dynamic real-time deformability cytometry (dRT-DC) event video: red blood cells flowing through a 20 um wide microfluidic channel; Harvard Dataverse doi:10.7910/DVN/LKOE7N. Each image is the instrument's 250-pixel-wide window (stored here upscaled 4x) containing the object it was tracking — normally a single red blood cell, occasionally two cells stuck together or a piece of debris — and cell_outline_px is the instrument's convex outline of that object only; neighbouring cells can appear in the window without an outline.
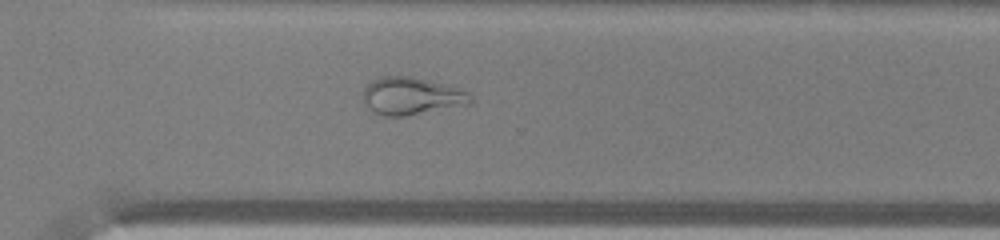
{"species": "common noctule bat (a hibernating species)", "species_latin": "Nyctalus noctula", "temperature_condition": "warm", "stored_images_in_passage": 35, "camera_frame_rate_fps": 3000, "um_per_image_px": 0.085, "animal": {"sex": "male", "body_mass_g": 13.0, "forearm_length_mm": 53.1}, "frame": {"image": 1, "passage_image": 20, "time_ms": 6.333, "image_size_px": [1000, 240], "cell_outline_px": [[472, 104], [404, 116], [384, 116], [368, 108], [364, 104], [364, 88], [372, 80], [380, 76], [412, 76], [448, 84], [464, 88], [472, 96]], "centroid_in_image_um": [35.04, 8.15], "position_along_channel_um": 335.6, "area_um2": 23.81}}
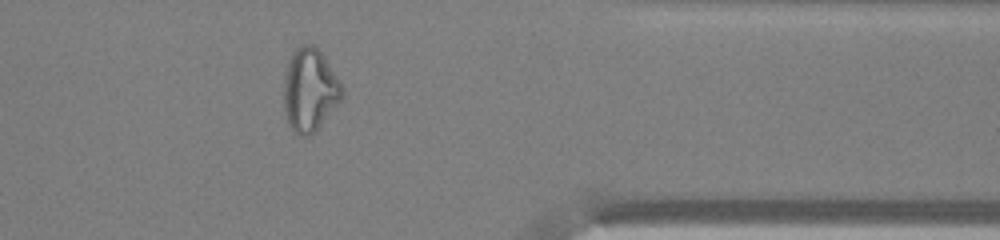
{"frame": {"image": 2, "passage_image": 25, "time_ms": 8.0, "image_size_px": [1000, 240], "cell_outline_px": [[344, 96], [316, 132], [308, 136], [300, 136], [292, 132], [288, 124], [284, 112], [284, 76], [288, 60], [292, 52], [300, 44], [312, 44], [324, 56], [344, 88]], "centroid_in_image_um": [26.32, 7.67], "position_along_channel_um": 385.1, "area_um2": 28.61}}